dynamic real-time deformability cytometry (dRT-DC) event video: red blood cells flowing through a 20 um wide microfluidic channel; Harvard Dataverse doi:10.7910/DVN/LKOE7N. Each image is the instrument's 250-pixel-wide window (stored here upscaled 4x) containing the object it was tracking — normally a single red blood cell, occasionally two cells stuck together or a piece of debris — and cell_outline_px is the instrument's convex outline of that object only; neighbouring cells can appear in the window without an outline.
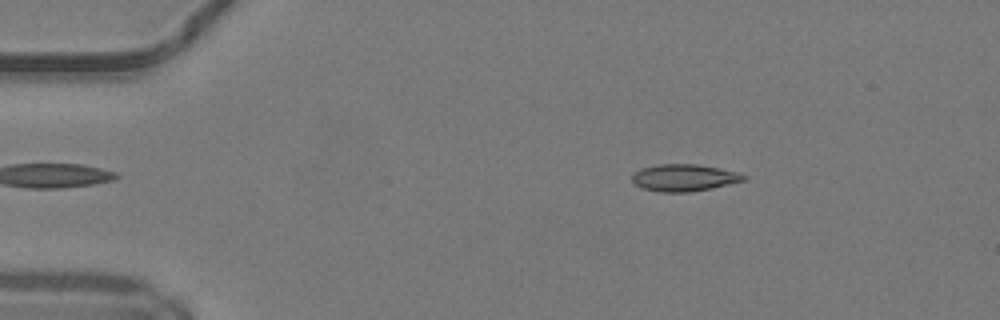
{"species": "common noctule bat (a hibernating species)", "species_latin": "Nyctalus noctula", "temperature_condition": "warm", "stored_images_in_passage": 42, "camera_frame_rate_fps": 3000, "um_per_image_px": 0.085, "animal": {"sex": "male", "body_mass_g": 19.2, "forearm_length_mm": 51.8}, "frame": {"image": 1, "passage_image": 1, "time_ms": 0.0, "image_size_px": [1000, 320], "cell_outline_px": [[748, 176], [744, 180], [712, 188], [692, 192], [660, 192], [644, 188], [636, 184], [632, 180], [632, 176], [640, 168], [660, 164], [696, 164], [720, 168], [740, 172]], "centroid_in_image_um": [58.18, 15.1], "position_along_channel_um": 26.8, "area_um2": 17.51}}
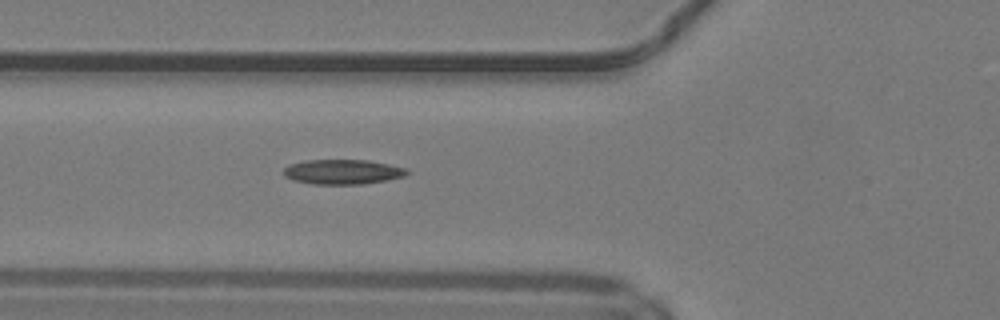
{"frame": {"image": 2, "passage_image": 11, "time_ms": 3.333, "image_size_px": [1000, 320], "cell_outline_px": [[412, 172], [404, 176], [388, 180], [364, 184], [312, 184], [292, 180], [284, 176], [284, 168], [288, 164], [304, 160], [368, 160], [388, 164], [404, 168]], "centroid_in_image_um": [29.11, 14.61], "position_along_channel_um": 96.7, "area_um2": 17.98}}
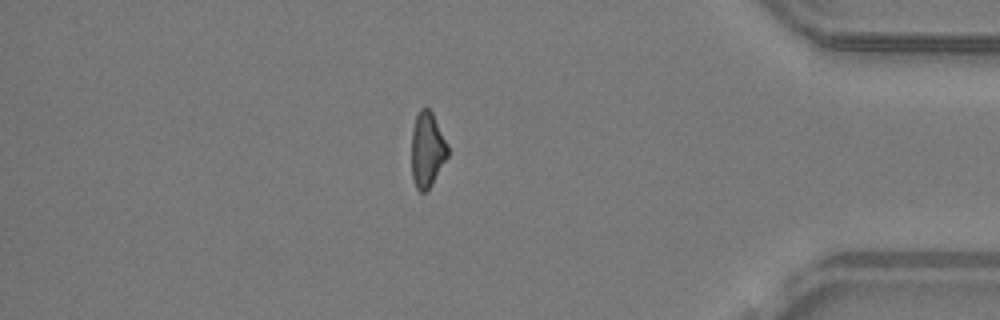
{"frame": {"image": 3, "passage_image": 35, "time_ms": 11.333, "image_size_px": [1000, 320], "cell_outline_px": [[448, 156], [432, 184], [424, 192], [420, 192], [416, 188], [412, 176], [412, 128], [416, 116], [420, 108], [428, 108], [432, 112], [448, 144]], "centroid_in_image_um": [36.31, 12.71], "position_along_channel_um": 398.9, "area_um2": 15.84}, "authors_computed_cell_mechanics": {"area_um2": 17.0221, "velocity_mm_per_s": 4.2052, "shape_relaxation_time_tau1_ms": null, "shape_relaxation_time_tau2_ms": 7.8162, "deformation_change_tau1": null, "deformation_change_tau2": 0.2047}}